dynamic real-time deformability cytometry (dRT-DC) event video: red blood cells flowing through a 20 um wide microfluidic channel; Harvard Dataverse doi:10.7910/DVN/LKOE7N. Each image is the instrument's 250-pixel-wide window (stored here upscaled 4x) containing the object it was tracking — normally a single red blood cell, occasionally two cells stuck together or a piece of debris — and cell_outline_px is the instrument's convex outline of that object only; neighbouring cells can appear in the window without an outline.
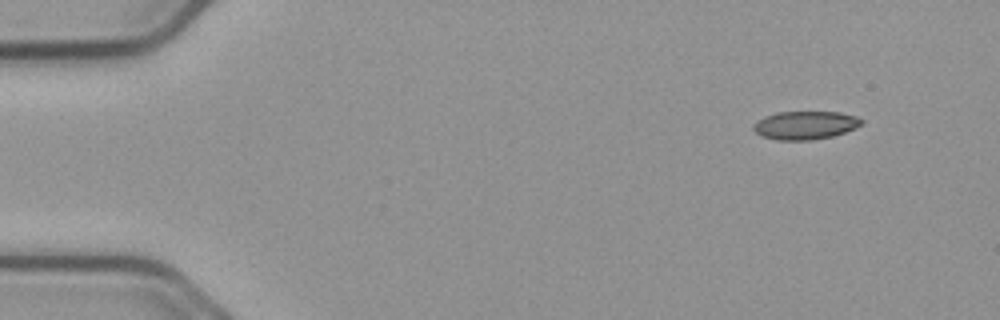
{"species": "common noctule bat (a hibernating species)", "species_latin": "Nyctalus noctula", "temperature_condition": "cold", "stored_images_in_passage": 51, "camera_frame_rate_fps": 3000, "um_per_image_px": 0.085, "animal": {"sex": "male", "body_mass_g": 23.1, "forearm_length_mm": 52.7}, "frame": {"image": 1, "passage_image": 1, "time_ms": 0.0, "image_size_px": [1000, 320], "cell_outline_px": [[864, 124], [856, 128], [832, 136], [812, 140], [776, 140], [760, 136], [752, 128], [756, 120], [764, 116], [776, 112], [840, 112], [856, 116], [864, 120]], "centroid_in_image_um": [68.44, 10.64], "position_along_channel_um": 16.6, "area_um2": 18.03}}
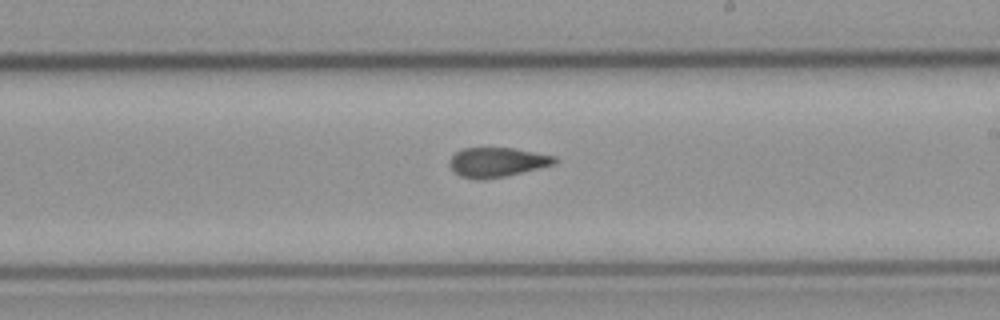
{"frame": {"image": 2, "passage_image": 28, "time_ms": 9.0, "image_size_px": [1000, 320], "cell_outline_px": [[556, 164], [504, 176], [480, 180], [476, 180], [460, 176], [448, 164], [452, 156], [456, 152], [464, 148], [512, 148], [556, 156]], "centroid_in_image_um": [42.24, 13.79], "position_along_channel_um": 246.8, "area_um2": 17.86}}
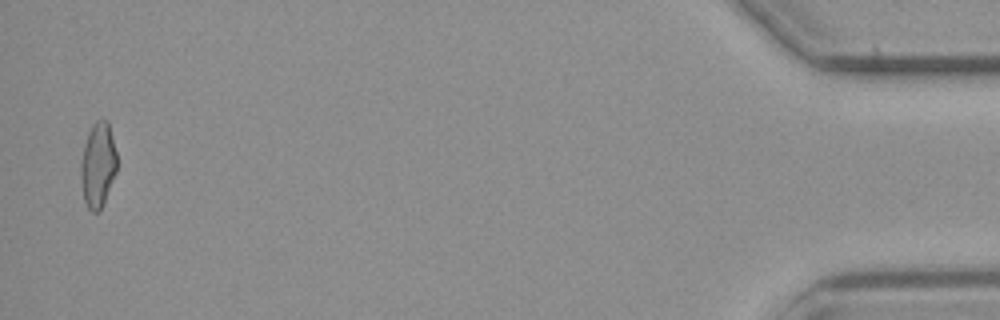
{"frame": {"image": 3, "passage_image": 50, "time_ms": 16.333, "image_size_px": [1000, 320], "cell_outline_px": [[116, 172], [104, 204], [100, 212], [92, 212], [88, 208], [84, 200], [80, 176], [80, 164], [84, 144], [88, 132], [92, 124], [96, 120], [108, 120], [116, 152]], "centroid_in_image_um": [8.31, 14.04], "position_along_channel_um": 426.9, "area_um2": 18.03}, "authors_computed_cell_mechanics": {"area_um2": 18.1492, "velocity_mm_per_s": 3.7251, "shape_relaxation_time_tau1_ms": null, "shape_relaxation_time_tau2_ms": 2.4487, "deformation_change_tau1": null, "deformation_change_tau2": 0.0952}}